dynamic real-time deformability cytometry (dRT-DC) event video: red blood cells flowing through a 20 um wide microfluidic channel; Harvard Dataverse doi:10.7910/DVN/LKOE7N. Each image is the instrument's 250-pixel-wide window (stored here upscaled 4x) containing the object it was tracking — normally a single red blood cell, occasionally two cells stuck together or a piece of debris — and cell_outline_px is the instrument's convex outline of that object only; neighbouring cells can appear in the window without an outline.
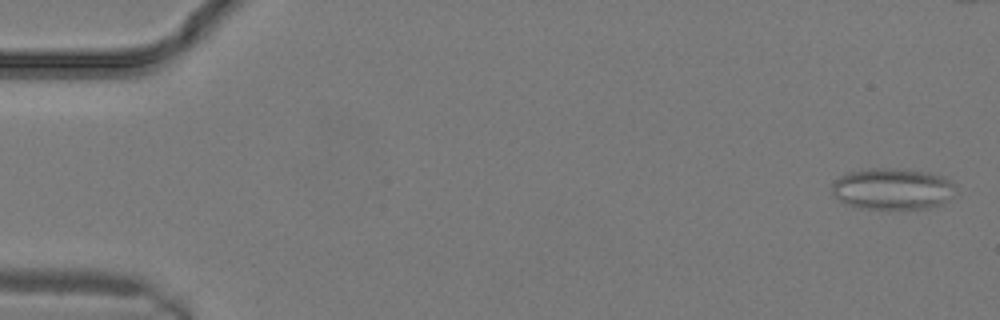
{"species": "common noctule bat (a hibernating species)", "species_latin": "Nyctalus noctula", "temperature_condition": "warm", "stored_images_in_passage": 11, "camera_frame_rate_fps": 3000, "um_per_image_px": 0.085, "animal": {"sex": "male", "body_mass_g": 19.2, "forearm_length_mm": 51.8}, "frame": {"image": 1, "passage_image": 1, "time_ms": 0.0, "image_size_px": [1000, 320], "cell_outline_px": [[956, 184], [948, 200], [944, 204], [928, 208], [860, 208], [844, 204], [832, 192], [832, 184], [840, 176], [848, 172], [868, 168], [900, 168], [932, 172], [944, 176]], "centroid_in_image_um": [75.88, 16.03], "position_along_channel_um": 9.1, "area_um2": 30.06}}
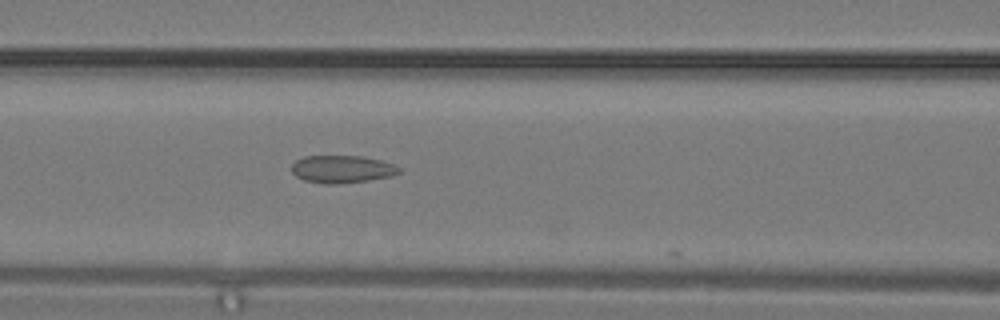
{"frame": {"image": 2, "passage_image": 11, "time_ms": 3.333, "image_size_px": [1000, 320], "cell_outline_px": [[400, 172], [392, 176], [368, 180], [340, 184], [324, 184], [304, 180], [296, 176], [292, 172], [292, 164], [296, 160], [304, 156], [360, 156], [380, 160], [392, 164], [400, 168]], "centroid_in_image_um": [29.05, 14.38], "position_along_channel_um": 137.6, "area_um2": 17.22}}